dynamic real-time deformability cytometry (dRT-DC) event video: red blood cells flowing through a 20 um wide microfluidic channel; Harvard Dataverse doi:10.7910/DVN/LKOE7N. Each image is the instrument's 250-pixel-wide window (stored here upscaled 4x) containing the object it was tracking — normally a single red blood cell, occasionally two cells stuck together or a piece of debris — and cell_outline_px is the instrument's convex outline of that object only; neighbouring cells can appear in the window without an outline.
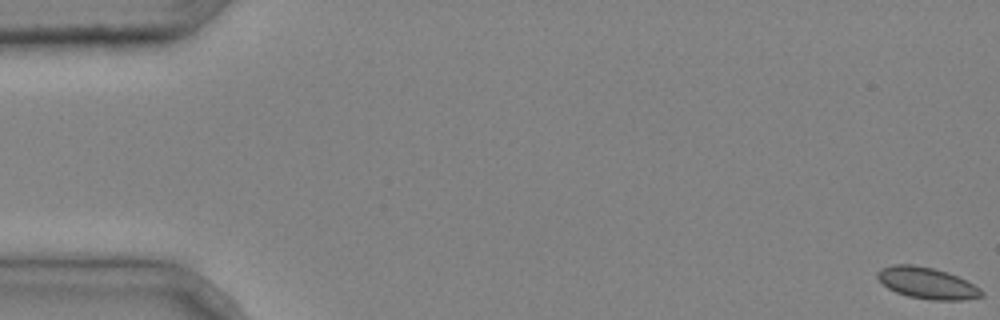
{"species": "common noctule bat (a hibernating species)", "species_latin": "Nyctalus noctula", "temperature_condition": "cold", "stored_images_in_passage": 5, "camera_frame_rate_fps": 3000, "um_per_image_px": 0.085, "animal": {"sex": "male", "body_mass_g": 20.4}, "frame": {"image": 1, "passage_image": 1, "time_ms": 0.0, "image_size_px": [1000, 320], "cell_outline_px": [[984, 296], [964, 300], [932, 300], [908, 296], [896, 292], [888, 288], [876, 276], [876, 272], [880, 268], [892, 264], [912, 264], [932, 268], [948, 272], [980, 288], [984, 292]], "centroid_in_image_um": [78.78, 24.06], "position_along_channel_um": 6.2, "area_um2": 19.02}}
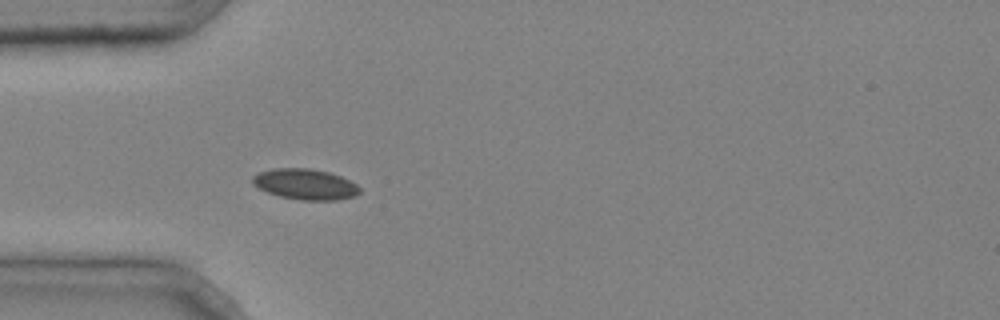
{"frame": {"image": 2, "passage_image": 5, "time_ms": 1.333, "image_size_px": [1000, 320], "cell_outline_px": [[360, 192], [356, 196], [336, 200], [300, 200], [280, 196], [268, 192], [252, 184], [252, 176], [260, 172], [272, 168], [308, 168], [328, 172], [340, 176], [356, 184], [360, 188]], "centroid_in_image_um": [25.94, 15.66], "position_along_channel_um": 59.1, "area_um2": 19.07}}